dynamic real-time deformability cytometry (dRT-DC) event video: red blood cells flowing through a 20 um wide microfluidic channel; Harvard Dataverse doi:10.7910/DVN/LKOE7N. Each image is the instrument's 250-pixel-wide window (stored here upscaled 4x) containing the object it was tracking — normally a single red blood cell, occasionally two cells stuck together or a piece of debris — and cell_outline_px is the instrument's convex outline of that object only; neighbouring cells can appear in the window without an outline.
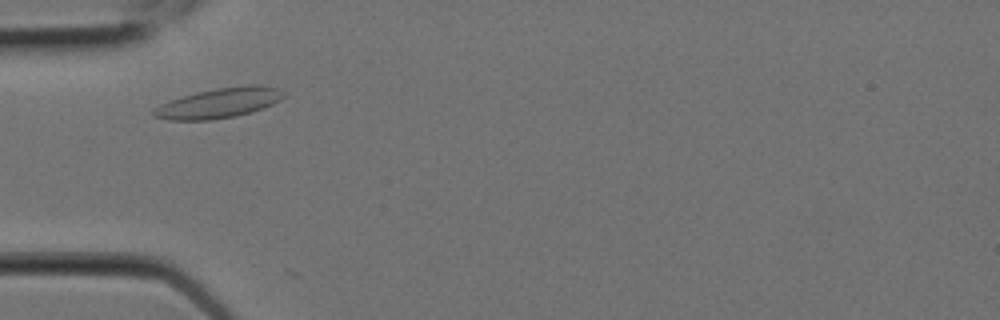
{"species": "Egyptian fruit bat (a non-hibernating species)", "species_latin": "Rousettus aegyptiacus", "temperature_condition": "room temperature", "stored_images_in_passage": 3, "camera_frame_rate_fps": 3000, "um_per_image_px": 0.085, "animal": {"sex": "female"}, "frame": {"image": 1, "passage_image": 1, "time_ms": 0.0, "image_size_px": [1000, 320], "cell_outline_px": [[284, 96], [280, 100], [264, 108], [252, 112], [236, 116], [212, 120], [168, 120], [152, 116], [152, 112], [160, 104], [168, 100], [196, 92], [216, 88], [248, 84], [264, 84], [280, 88], [284, 92]], "centroid_in_image_um": [18.65, 8.74], "position_along_channel_um": 66.4, "area_um2": 23.12}}
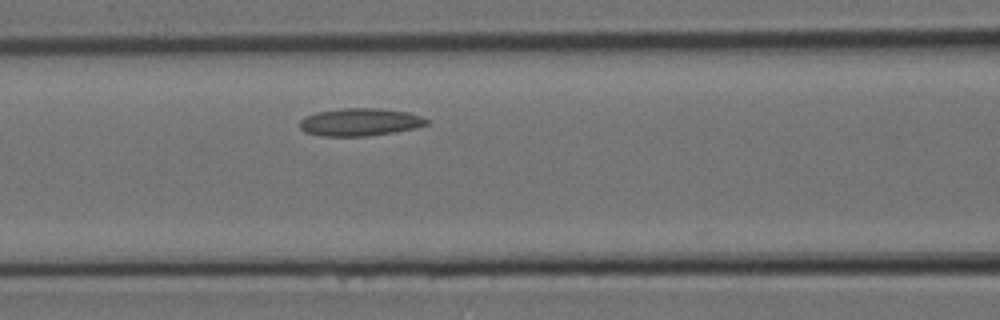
{"frame": {"image": 2, "passage_image": 3, "time_ms": 0.667, "image_size_px": [1000, 320], "cell_outline_px": [[428, 124], [412, 128], [392, 132], [368, 136], [320, 136], [304, 132], [300, 128], [300, 120], [304, 116], [316, 112], [344, 108], [380, 108], [408, 112], [420, 116], [428, 120]], "centroid_in_image_um": [30.54, 10.37], "position_along_channel_um": 136.1, "area_um2": 20.4}}